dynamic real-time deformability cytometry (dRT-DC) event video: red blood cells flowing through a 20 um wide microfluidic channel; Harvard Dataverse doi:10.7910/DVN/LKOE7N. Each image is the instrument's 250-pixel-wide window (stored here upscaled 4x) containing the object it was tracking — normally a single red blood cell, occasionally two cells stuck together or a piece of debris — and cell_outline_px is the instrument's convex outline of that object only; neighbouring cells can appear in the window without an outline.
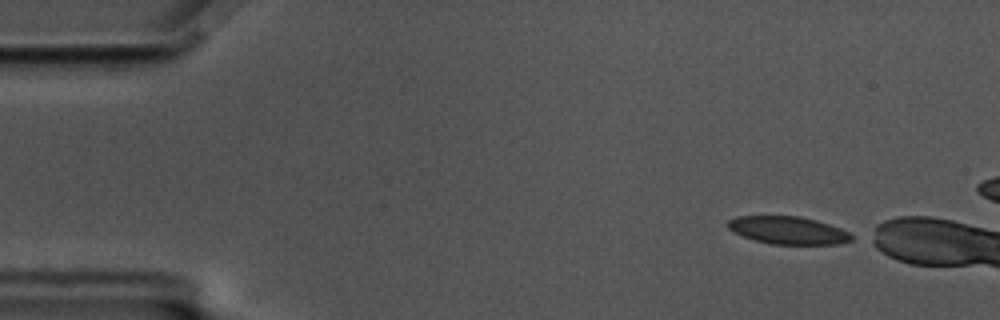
{"species": "common noctule bat (a hibernating species)", "species_latin": "Nyctalus noctula", "temperature_condition": "cold", "stored_images_in_passage": 4, "camera_frame_rate_fps": 3000, "um_per_image_px": 0.085, "animal": {"sex": "male", "body_mass_g": 17.5, "forearm_length_mm": 52.3}, "frame": {"image": 1, "passage_image": 1, "time_ms": 0.0, "image_size_px": [1000, 320], "cell_outline_px": [[852, 240], [836, 244], [772, 244], [756, 240], [732, 232], [728, 228], [728, 220], [736, 216], [800, 216], [816, 220], [840, 228], [848, 232], [852, 236]], "centroid_in_image_um": [66.96, 19.57], "position_along_channel_um": 18.0, "area_um2": 19.77}}